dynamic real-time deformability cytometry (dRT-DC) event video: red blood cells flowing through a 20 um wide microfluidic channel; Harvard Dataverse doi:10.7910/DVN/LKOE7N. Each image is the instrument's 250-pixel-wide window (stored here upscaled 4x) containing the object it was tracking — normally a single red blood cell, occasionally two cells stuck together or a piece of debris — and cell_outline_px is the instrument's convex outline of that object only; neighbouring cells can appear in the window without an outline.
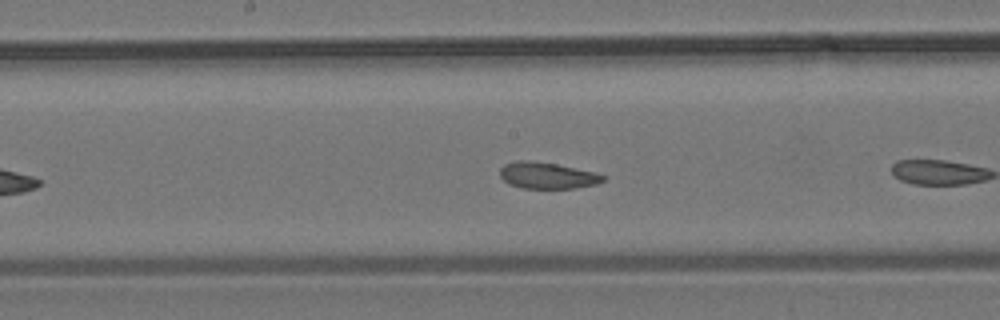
{"species": "common noctule bat (a hibernating species)", "species_latin": "Nyctalus noctula", "temperature_condition": "room temperature", "stored_images_in_passage": 16, "camera_frame_rate_fps": 3000, "um_per_image_px": 0.085, "animal": {"sex": "male", "body_mass_g": 19.2, "forearm_length_mm": 51.8}, "frame": {"image": 1, "passage_image": 12, "time_ms": 3.667, "image_size_px": [1000, 320], "cell_outline_px": [[604, 180], [596, 184], [572, 188], [520, 188], [508, 184], [500, 176], [500, 168], [504, 164], [516, 160], [528, 160], [556, 164], [596, 172], [604, 176]], "centroid_in_image_um": [46.47, 14.91], "position_along_channel_um": 201.7, "area_um2": 15.84}}